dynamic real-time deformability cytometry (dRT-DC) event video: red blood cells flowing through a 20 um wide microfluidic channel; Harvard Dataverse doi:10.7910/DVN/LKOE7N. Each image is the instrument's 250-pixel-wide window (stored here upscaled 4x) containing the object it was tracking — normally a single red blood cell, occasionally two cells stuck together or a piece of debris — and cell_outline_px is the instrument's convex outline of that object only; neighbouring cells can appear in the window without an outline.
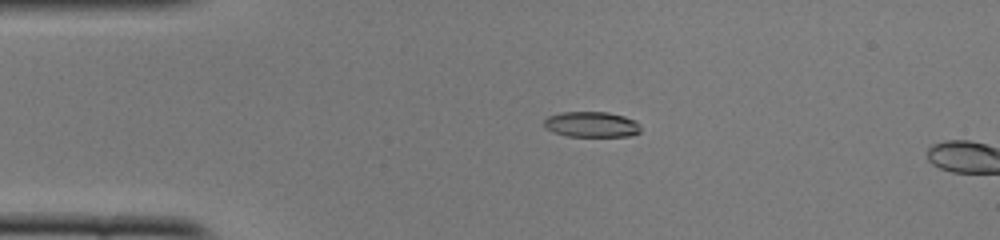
{"species": "common noctule bat (a hibernating species)", "species_latin": "Nyctalus noctula", "temperature_condition": "cold", "stored_images_in_passage": 12, "camera_frame_rate_fps": 3000, "um_per_image_px": 0.085, "animal": {"sex": "female", "body_mass_g": 22.0, "forearm_length_mm": 56.7}, "frame": {"image": 1, "passage_image": 10, "time_ms": 3.0, "image_size_px": [1000, 240], "cell_outline_px": [[640, 132], [632, 136], [568, 136], [552, 132], [544, 128], [544, 120], [548, 116], [560, 112], [608, 112], [624, 116], [636, 120], [640, 124]], "centroid_in_image_um": [50.28, 10.57], "position_along_channel_um": 34.7, "area_um2": 14.57}}